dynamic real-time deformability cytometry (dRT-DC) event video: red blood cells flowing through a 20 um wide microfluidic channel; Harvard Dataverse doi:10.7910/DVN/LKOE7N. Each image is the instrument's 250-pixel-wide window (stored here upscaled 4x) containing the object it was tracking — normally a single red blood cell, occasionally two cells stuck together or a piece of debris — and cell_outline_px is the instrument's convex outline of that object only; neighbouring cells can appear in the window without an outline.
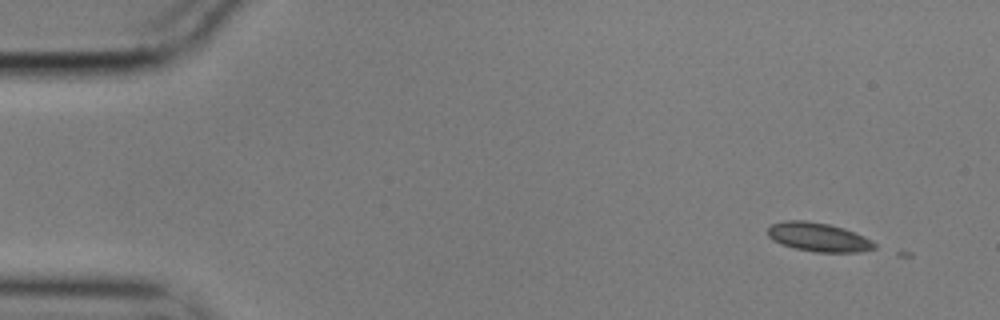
{"species": "common noctule bat (a hibernating species)", "species_latin": "Nyctalus noctula", "temperature_condition": "cold", "stored_images_in_passage": 2, "camera_frame_rate_fps": 3000, "um_per_image_px": 0.085, "animal": {"sex": "male", "body_mass_g": 17.9}, "frame": {"image": 1, "passage_image": 1, "time_ms": 0.0, "image_size_px": [1000, 320], "cell_outline_px": [[876, 248], [860, 252], [816, 252], [796, 248], [780, 244], [772, 240], [768, 236], [768, 228], [772, 224], [784, 220], [804, 220], [828, 224], [844, 228], [864, 236], [872, 240], [876, 244]], "centroid_in_image_um": [69.56, 20.15], "position_along_channel_um": 15.4, "area_um2": 17.98}}